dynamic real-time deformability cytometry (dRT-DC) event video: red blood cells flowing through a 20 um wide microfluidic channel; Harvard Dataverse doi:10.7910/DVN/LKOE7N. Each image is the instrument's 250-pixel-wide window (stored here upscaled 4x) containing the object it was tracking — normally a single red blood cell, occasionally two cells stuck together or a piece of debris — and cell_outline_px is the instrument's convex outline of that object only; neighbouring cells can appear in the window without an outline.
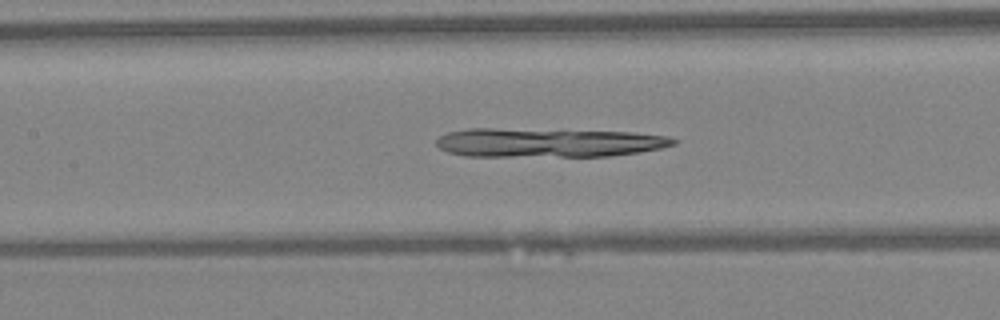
{"species": "Egyptian fruit bat (a non-hibernating species)", "species_latin": "Rousettus aegyptiacus", "temperature_condition": "warm", "stored_images_in_passage": 46, "camera_frame_rate_fps": 3000, "um_per_image_px": 0.085, "animal": {"sex": "female"}, "frame": {"image": 1, "passage_image": 20, "time_ms": 6.333, "image_size_px": [1000, 320], "cell_outline_px": [[676, 144], [660, 148], [640, 152], [612, 156], [464, 156], [448, 152], [440, 148], [436, 144], [436, 140], [440, 136], [448, 132], [468, 128], [492, 128], [632, 132], [668, 136], [676, 140]], "centroid_in_image_um": [46.58, 12.12], "position_along_channel_um": 160.8, "area_um2": 40.17}}
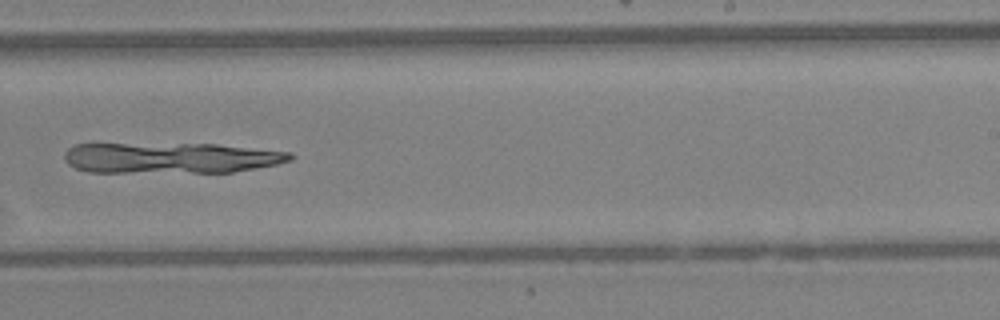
{"frame": {"image": 2, "passage_image": 28, "time_ms": 9.0, "image_size_px": [1000, 320], "cell_outline_px": [[296, 156], [292, 160], [276, 164], [256, 168], [232, 172], [88, 172], [76, 168], [68, 164], [64, 160], [64, 152], [68, 148], [76, 144], [216, 144], [292, 152]], "centroid_in_image_um": [14.53, 13.42], "position_along_channel_um": 274.5, "area_um2": 40.58}}